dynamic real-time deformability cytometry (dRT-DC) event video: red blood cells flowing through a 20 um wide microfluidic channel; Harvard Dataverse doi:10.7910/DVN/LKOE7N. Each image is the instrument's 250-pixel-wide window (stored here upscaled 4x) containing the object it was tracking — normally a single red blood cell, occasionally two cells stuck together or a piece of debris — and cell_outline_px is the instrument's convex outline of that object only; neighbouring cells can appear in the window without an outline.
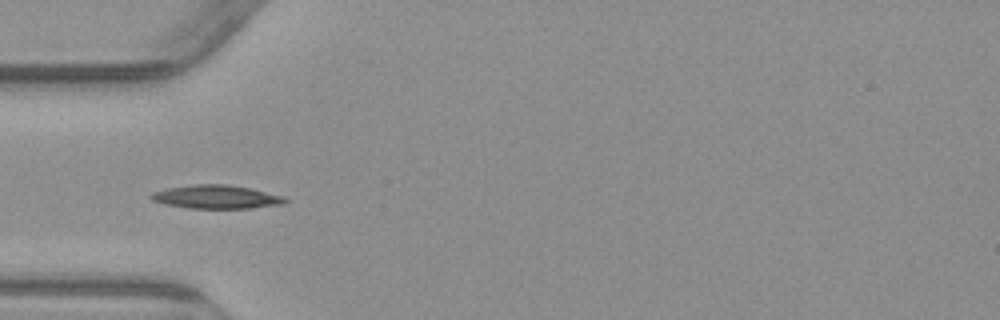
{"species": "common noctule bat (a hibernating species)", "species_latin": "Nyctalus noctula", "temperature_condition": "warm", "stored_images_in_passage": 7, "camera_frame_rate_fps": 3000, "um_per_image_px": 0.085, "animal": {"sex": "male", "body_mass_g": 23.1, "forearm_length_mm": 52.7}, "frame": {"image": 1, "passage_image": 5, "time_ms": 5.667, "image_size_px": [1000, 320], "cell_outline_px": [[288, 200], [284, 204], [252, 208], [188, 208], [164, 204], [152, 200], [148, 196], [152, 192], [168, 188], [196, 184], [224, 184], [248, 188], [284, 196]], "centroid_in_image_um": [18.37, 16.74], "position_along_channel_um": 66.6, "area_um2": 18.26}}
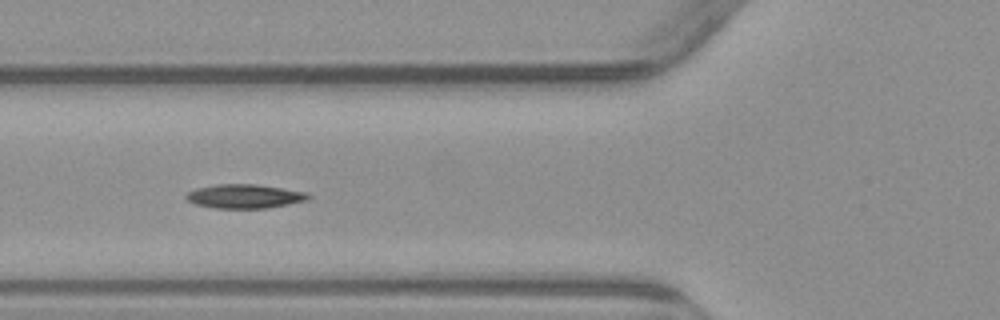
{"frame": {"image": 2, "passage_image": 6, "time_ms": 6.667, "image_size_px": [1000, 320], "cell_outline_px": [[312, 196], [308, 200], [288, 204], [264, 208], [212, 208], [196, 204], [188, 200], [184, 196], [188, 192], [196, 188], [216, 184], [256, 184], [308, 192]], "centroid_in_image_um": [20.8, 16.68], "position_along_channel_um": 105.0, "area_um2": 17.11}}
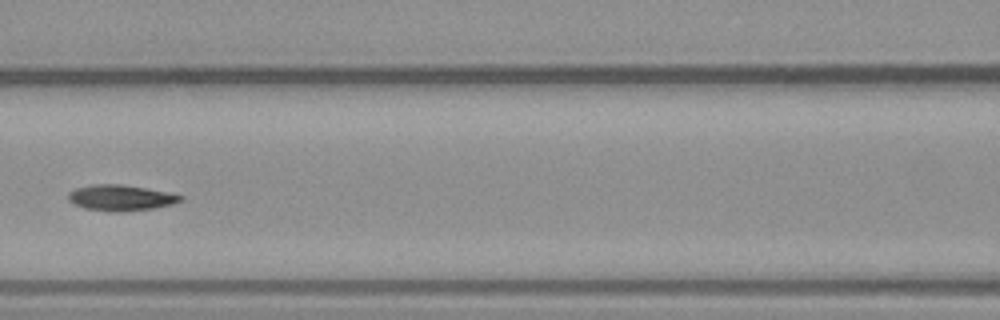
{"frame": {"image": 3, "passage_image": 7, "time_ms": 8.0, "image_size_px": [1000, 320], "cell_outline_px": [[184, 200], [172, 204], [152, 208], [120, 212], [108, 212], [84, 208], [68, 200], [68, 192], [76, 188], [92, 184], [120, 184], [168, 192], [184, 196]], "centroid_in_image_um": [10.25, 16.81], "position_along_channel_um": 156.3, "area_um2": 16.88}}